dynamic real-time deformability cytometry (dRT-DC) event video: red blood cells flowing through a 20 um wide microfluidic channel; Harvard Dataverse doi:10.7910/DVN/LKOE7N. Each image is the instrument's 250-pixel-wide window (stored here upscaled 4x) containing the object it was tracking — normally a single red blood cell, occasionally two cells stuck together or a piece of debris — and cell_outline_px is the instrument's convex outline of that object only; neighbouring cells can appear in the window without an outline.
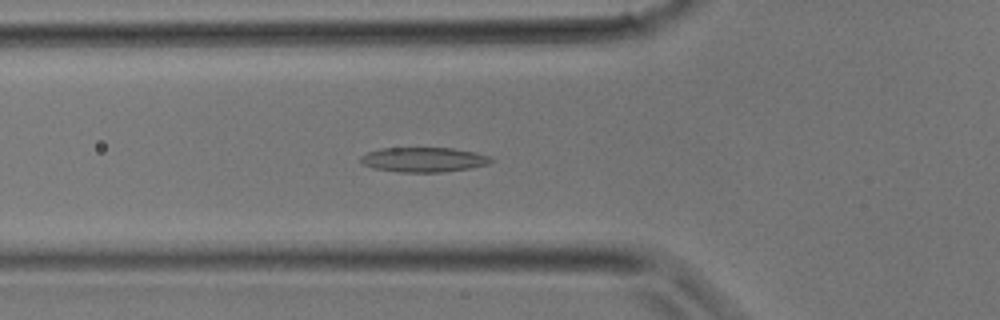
{"species": "common noctule bat (a hibernating species)", "species_latin": "Nyctalus noctula", "temperature_condition": "room temperature", "stored_images_in_passage": 24, "camera_frame_rate_fps": 3000, "um_per_image_px": 0.085, "animal": {"sex": "male", "body_mass_g": 17.9}, "frame": {"image": 1, "passage_image": 2, "time_ms": 0.333, "image_size_px": [1000, 320], "cell_outline_px": [[492, 160], [488, 164], [472, 168], [440, 172], [400, 172], [372, 168], [364, 164], [360, 160], [360, 156], [368, 152], [380, 148], [452, 148], [476, 152], [488, 156]], "centroid_in_image_um": [35.99, 13.57], "position_along_channel_um": 89.8, "area_um2": 18.73}}
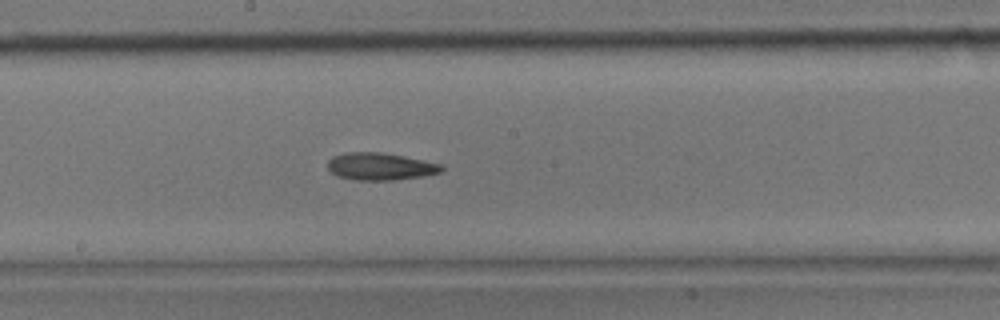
{"frame": {"image": 2, "passage_image": 8, "time_ms": 2.333, "image_size_px": [1000, 320], "cell_outline_px": [[444, 168], [440, 172], [424, 176], [392, 180], [356, 180], [336, 176], [328, 168], [328, 160], [332, 156], [344, 152], [380, 152], [404, 156], [440, 164]], "centroid_in_image_um": [32.28, 14.14], "position_along_channel_um": 215.9, "area_um2": 18.09}}
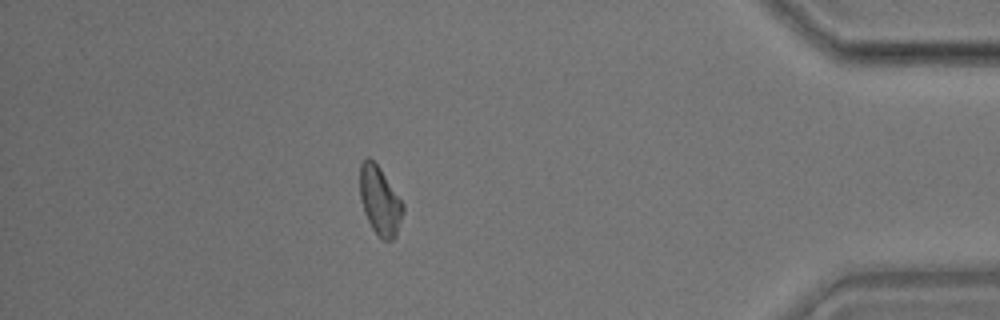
{"frame": {"image": 3, "passage_image": 19, "time_ms": 6.0, "image_size_px": [1000, 320], "cell_outline_px": [[404, 212], [396, 236], [392, 240], [380, 240], [372, 228], [364, 212], [360, 200], [360, 164], [368, 156], [380, 168], [404, 204]], "centroid_in_image_um": [32.29, 17.09], "position_along_channel_um": 402.9, "area_um2": 17.28}}